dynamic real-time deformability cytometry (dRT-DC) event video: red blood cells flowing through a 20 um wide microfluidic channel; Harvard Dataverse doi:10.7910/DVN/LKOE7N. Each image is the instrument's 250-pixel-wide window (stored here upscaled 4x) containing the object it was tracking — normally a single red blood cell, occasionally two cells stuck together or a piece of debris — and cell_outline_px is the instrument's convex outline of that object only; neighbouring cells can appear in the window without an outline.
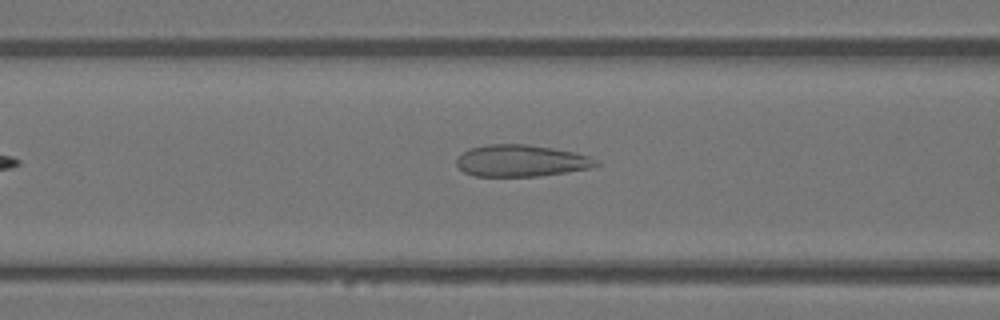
{"species": "Egyptian fruit bat (a non-hibernating species)", "species_latin": "Rousettus aegyptiacus", "temperature_condition": "warm", "stored_images_in_passage": 31, "camera_frame_rate_fps": 3000, "um_per_image_px": 0.085, "animal": {"sex": "female"}, "frame": {"image": 1, "passage_image": 5, "time_ms": 1.333, "image_size_px": [1000, 320], "cell_outline_px": [[600, 164], [592, 168], [540, 176], [476, 176], [464, 172], [456, 164], [456, 160], [468, 148], [488, 144], [528, 144], [552, 148], [572, 152], [588, 156], [600, 160]], "centroid_in_image_um": [44.32, 13.66], "position_along_channel_um": 122.3, "area_um2": 25.84}}
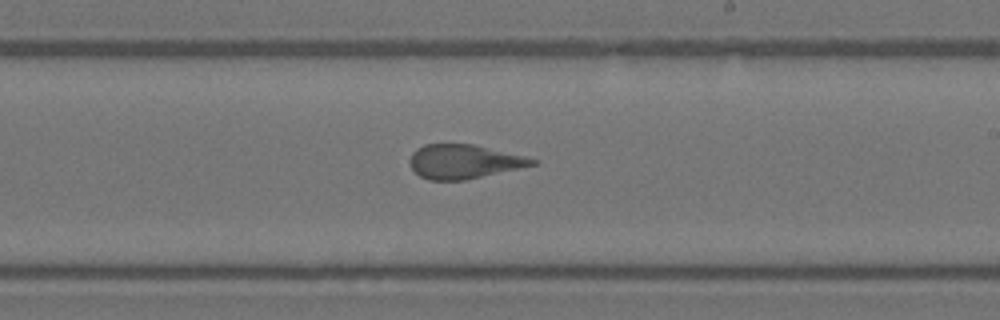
{"frame": {"image": 2, "passage_image": 14, "time_ms": 4.333, "image_size_px": [1000, 320], "cell_outline_px": [[540, 160], [536, 164], [464, 180], [428, 180], [420, 176], [408, 164], [408, 160], [412, 152], [416, 148], [424, 144], [472, 144], [524, 156]], "centroid_in_image_um": [39.37, 13.73], "position_along_channel_um": 249.6, "area_um2": 24.16}}
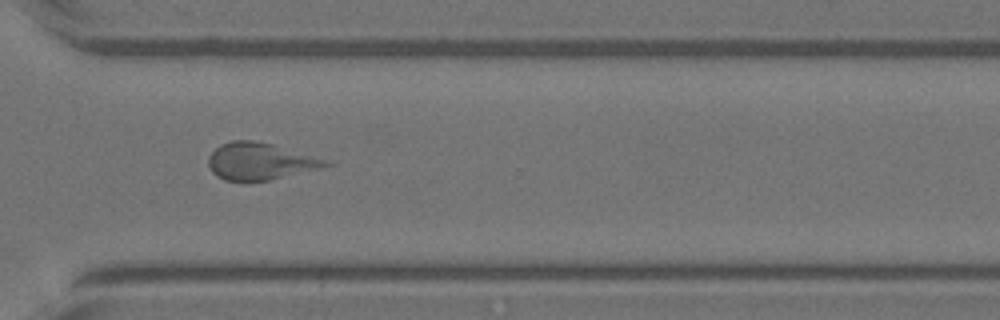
{"frame": {"image": 3, "passage_image": 21, "time_ms": 6.667, "image_size_px": [1000, 320], "cell_outline_px": [[332, 164], [268, 180], [244, 184], [224, 180], [216, 176], [212, 172], [208, 164], [208, 156], [220, 144], [232, 140], [256, 140], [272, 144], [332, 160]], "centroid_in_image_um": [22.05, 13.72], "position_along_channel_um": 348.6, "area_um2": 25.66}}